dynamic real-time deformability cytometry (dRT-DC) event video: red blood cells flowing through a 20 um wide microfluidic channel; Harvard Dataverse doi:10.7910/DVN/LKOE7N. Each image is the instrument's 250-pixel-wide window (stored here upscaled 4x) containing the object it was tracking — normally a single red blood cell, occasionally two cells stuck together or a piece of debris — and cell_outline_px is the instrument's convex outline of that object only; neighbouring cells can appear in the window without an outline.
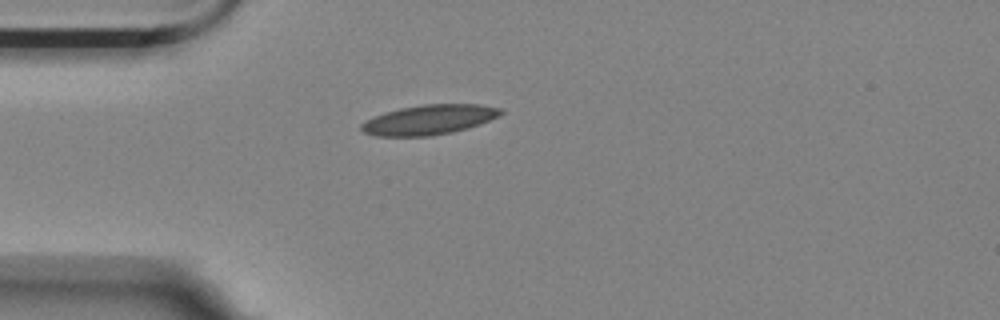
{"species": "Egyptian fruit bat (a non-hibernating species)", "species_latin": "Rousettus aegyptiacus", "temperature_condition": "room temperature", "stored_images_in_passage": 43, "camera_frame_rate_fps": 3000, "um_per_image_px": 0.085, "animal": {"sex": "female"}, "frame": {"image": 1, "passage_image": 1, "time_ms": 0.0, "image_size_px": [1000, 320], "cell_outline_px": [[504, 112], [500, 116], [452, 132], [428, 136], [376, 136], [364, 132], [360, 128], [360, 124], [372, 116], [384, 112], [400, 108], [424, 104], [480, 104], [504, 108]], "centroid_in_image_um": [36.45, 10.16], "position_along_channel_um": 48.6, "area_um2": 24.16}}
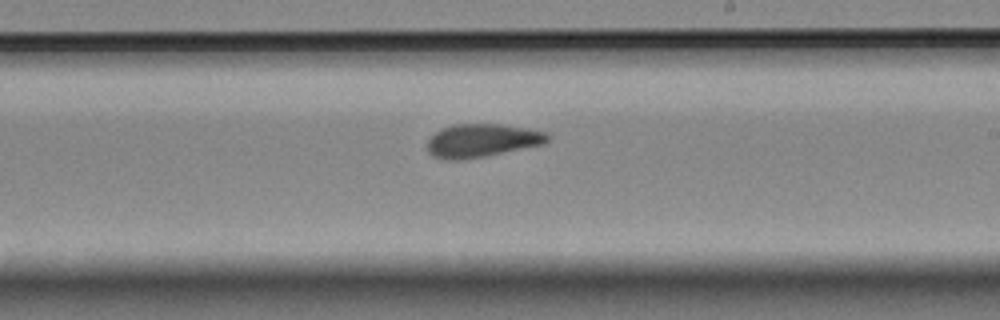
{"frame": {"image": 2, "passage_image": 19, "time_ms": 6.0, "image_size_px": [1000, 320], "cell_outline_px": [[548, 140], [544, 144], [484, 156], [456, 160], [444, 160], [432, 156], [428, 152], [428, 140], [440, 128], [452, 124], [500, 124], [524, 128], [544, 132], [548, 136]], "centroid_in_image_um": [40.9, 11.94], "position_along_channel_um": 248.1, "area_um2": 23.06}}
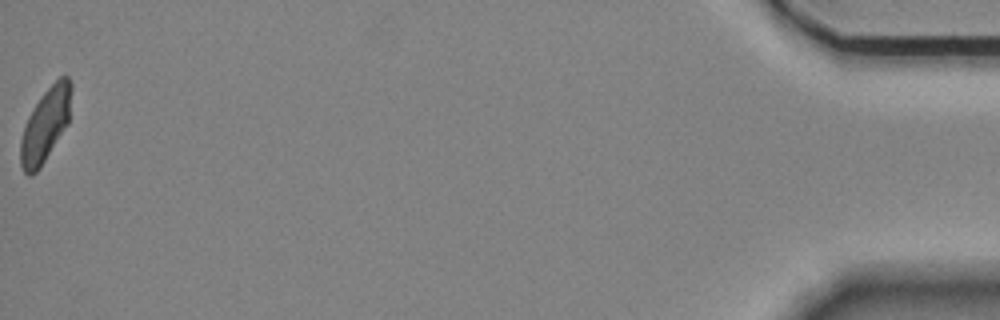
{"frame": {"image": 3, "passage_image": 43, "time_ms": 14.0, "image_size_px": [1000, 320], "cell_outline_px": [[72, 88], [68, 124], [40, 168], [32, 176], [28, 176], [24, 172], [20, 164], [20, 140], [28, 116], [40, 96], [60, 76], [68, 76], [72, 80]], "centroid_in_image_um": [3.86, 10.62], "position_along_channel_um": 431.3, "area_um2": 21.85}, "authors_computed_cell_mechanics": {"area_um2": 23.0044, "velocity_mm_per_s": 3.508, "shape_relaxation_time_tau1_ms": null, "shape_relaxation_time_tau2_ms": 3.0812, "deformation_change_tau1": null, "deformation_change_tau2": 0.0888}}